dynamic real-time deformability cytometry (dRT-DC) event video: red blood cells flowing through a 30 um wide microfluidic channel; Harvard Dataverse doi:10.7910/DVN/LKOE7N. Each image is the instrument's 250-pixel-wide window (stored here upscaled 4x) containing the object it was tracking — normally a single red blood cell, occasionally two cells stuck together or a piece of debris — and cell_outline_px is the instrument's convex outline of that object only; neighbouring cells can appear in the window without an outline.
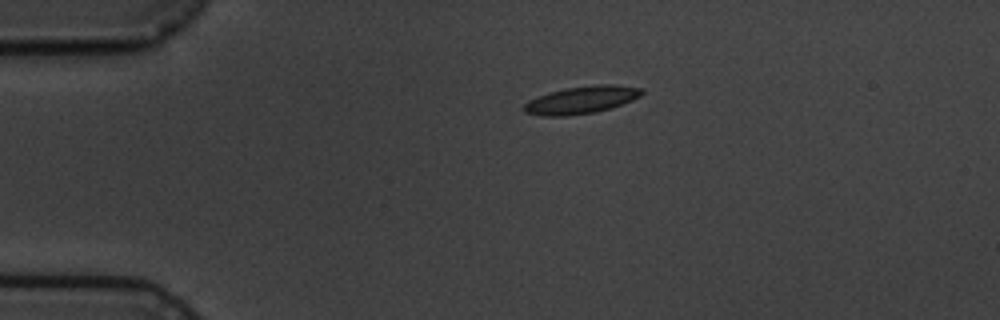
{"species": "common noctule bat (a hibernating species)", "species_latin": "Nyctalus noctula", "temperature_condition": "cold", "stored_images_in_passage": 3, "camera_frame_rate_fps": 3000, "um_per_image_px": 0.085, "animal": {"sex": "male", "body_mass_g": 19.5, "forearm_length_mm": 54.6}, "frame": {"image": 1, "passage_image": 1, "time_ms": 0.0, "image_size_px": [1000, 320], "cell_outline_px": [[644, 92], [640, 96], [632, 100], [612, 108], [596, 112], [568, 116], [544, 116], [524, 112], [524, 104], [528, 100], [564, 88], [596, 84], [612, 84], [640, 88]], "centroid_in_image_um": [49.43, 8.5], "position_along_channel_um": 35.6, "area_um2": 18.79}}
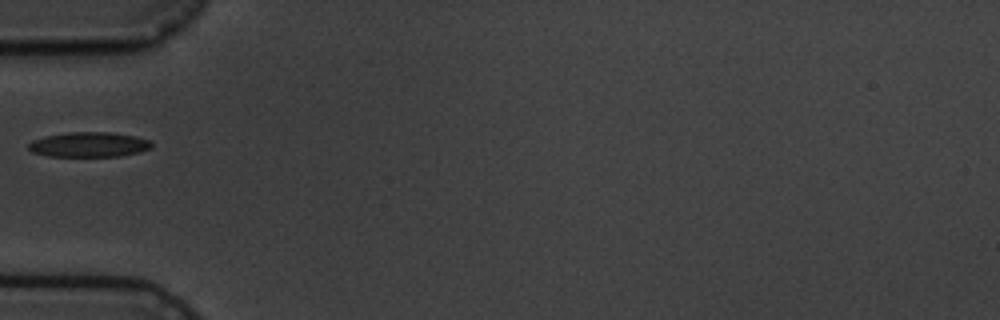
{"frame": {"image": 2, "passage_image": 3, "time_ms": 2.333, "image_size_px": [1000, 320], "cell_outline_px": [[152, 148], [140, 152], [120, 156], [48, 156], [32, 152], [28, 148], [28, 144], [32, 140], [44, 136], [68, 132], [112, 132], [136, 136], [152, 140]], "centroid_in_image_um": [7.59, 12.28], "position_along_channel_um": 77.4, "area_um2": 18.09}}